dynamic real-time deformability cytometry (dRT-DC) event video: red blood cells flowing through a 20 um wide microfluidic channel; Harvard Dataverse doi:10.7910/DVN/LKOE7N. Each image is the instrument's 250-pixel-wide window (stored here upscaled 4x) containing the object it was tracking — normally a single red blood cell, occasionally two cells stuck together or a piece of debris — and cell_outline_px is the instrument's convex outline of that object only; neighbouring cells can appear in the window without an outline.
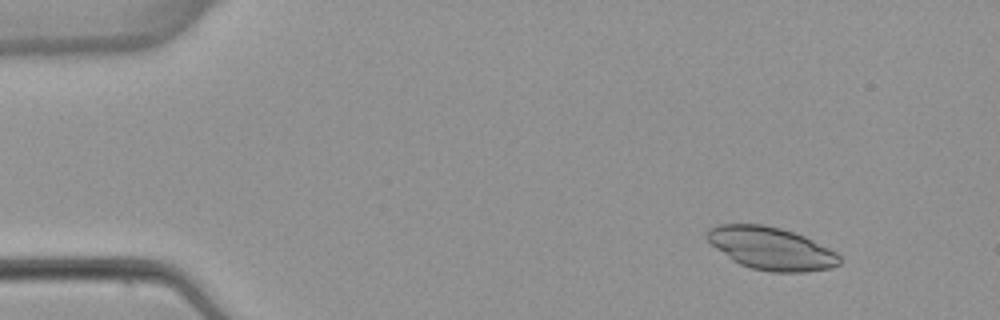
{"species": "common noctule bat (a hibernating species)", "species_latin": "Nyctalus noctula", "temperature_condition": "warm", "stored_images_in_passage": 5, "camera_frame_rate_fps": 3000, "um_per_image_px": 0.085, "animal": {"sex": "female", "body_mass_g": 22.7, "forearm_length_mm": 54.2}, "frame": {"image": 1, "passage_image": 2, "time_ms": 1.333, "image_size_px": [1000, 320], "cell_outline_px": [[840, 264], [832, 268], [804, 272], [772, 272], [752, 268], [740, 264], [732, 260], [716, 248], [704, 236], [708, 228], [716, 224], [764, 224], [780, 228], [804, 236], [836, 252], [840, 256]], "centroid_in_image_um": [65.52, 21.11], "position_along_channel_um": 19.5, "area_um2": 32.89}}